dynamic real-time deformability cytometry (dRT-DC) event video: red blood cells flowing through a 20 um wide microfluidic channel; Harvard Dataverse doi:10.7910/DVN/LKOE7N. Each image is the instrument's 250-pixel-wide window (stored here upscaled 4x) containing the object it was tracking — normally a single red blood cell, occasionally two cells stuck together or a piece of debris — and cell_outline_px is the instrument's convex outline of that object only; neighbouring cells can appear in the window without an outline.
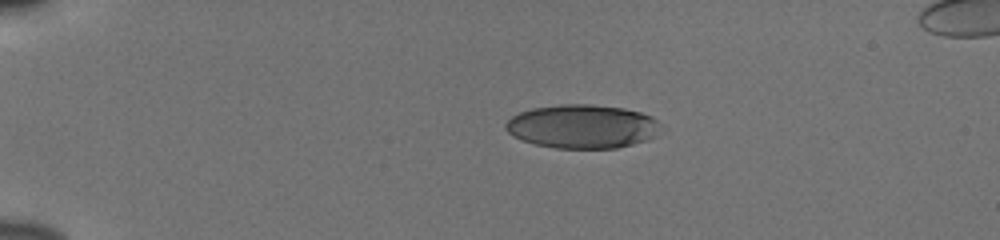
{"species": "human", "species_latin": "Homo sapiens", "temperature_condition": "cold", "stored_images_in_passage": 43, "camera_frame_rate_fps": 3000, "um_per_image_px": 0.085, "donor": {"sex": "male"}, "frame": {"image": 1, "passage_image": 1, "time_ms": 0.0, "image_size_px": [1000, 240], "cell_outline_px": [[656, 136], [648, 140], [616, 148], [556, 148], [536, 144], [512, 136], [504, 128], [504, 124], [512, 116], [520, 112], [532, 108], [560, 104], [588, 104], [624, 108], [640, 112], [652, 116], [656, 120]], "centroid_in_image_um": [49.45, 10.74], "position_along_channel_um": 35.5, "area_um2": 39.3}}
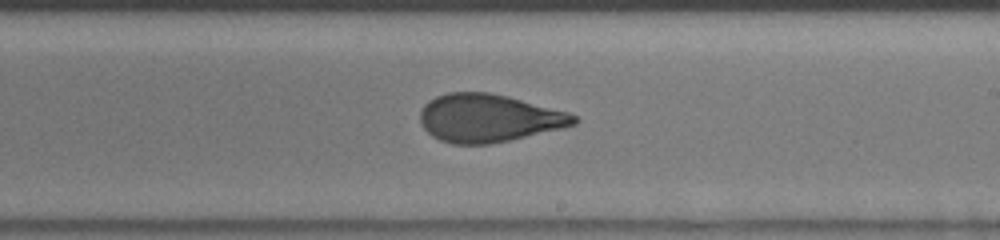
{"frame": {"image": 2, "passage_image": 23, "time_ms": 7.333, "image_size_px": [1000, 240], "cell_outline_px": [[580, 120], [576, 124], [564, 128], [508, 140], [488, 144], [452, 144], [440, 140], [432, 136], [420, 124], [420, 112], [424, 104], [428, 100], [436, 96], [448, 92], [488, 92], [508, 96], [568, 112], [576, 116]], "centroid_in_image_um": [41.52, 10.03], "position_along_channel_um": 247.5, "area_um2": 43.06}}
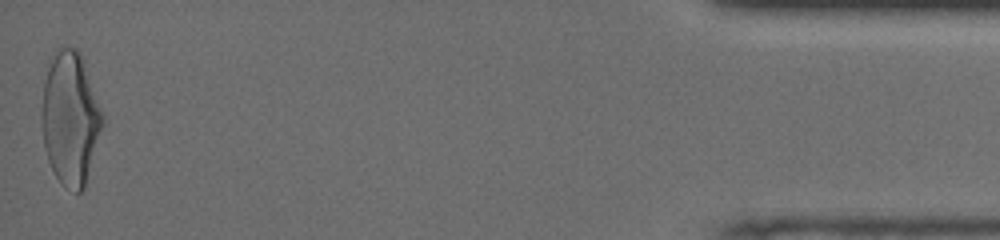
{"frame": {"image": 3, "passage_image": 43, "time_ms": 14.0, "image_size_px": [1000, 240], "cell_outline_px": [[104, 124], [84, 188], [80, 192], [76, 192], [64, 188], [60, 184], [48, 160], [44, 148], [40, 120], [40, 116], [44, 80], [48, 68], [56, 48], [60, 44], [76, 48], [80, 52], [84, 60], [104, 116]], "centroid_in_image_um": [5.97, 10.04], "position_along_channel_um": 429.2, "area_um2": 47.92}, "authors_computed_cell_mechanics": {"area_um2": 43.2344, "velocity_mm_per_s": 3.8685, "shape_relaxation_time_tau1_ms": 5.2446, "shape_relaxation_time_tau2_ms": 0.998, "deformation_change_tau1": 0.183, "deformation_change_tau2": 0.0814}}